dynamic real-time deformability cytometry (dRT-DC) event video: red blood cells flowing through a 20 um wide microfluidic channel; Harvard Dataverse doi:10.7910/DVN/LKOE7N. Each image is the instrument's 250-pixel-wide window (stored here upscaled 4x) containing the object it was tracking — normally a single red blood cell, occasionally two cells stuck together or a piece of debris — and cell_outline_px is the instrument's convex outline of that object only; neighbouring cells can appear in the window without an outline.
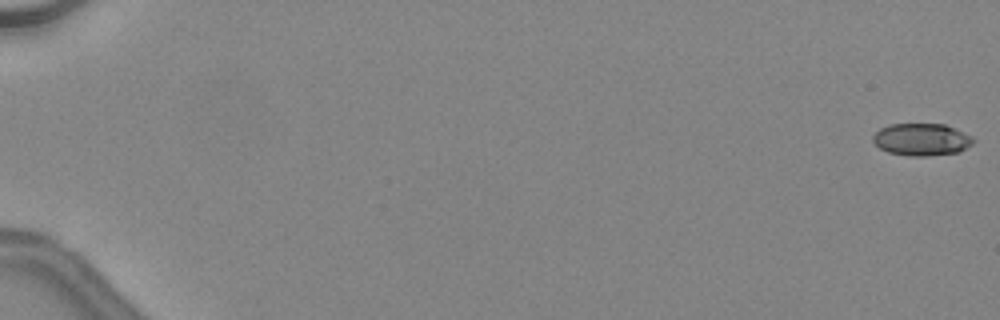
{"species": "common noctule bat (a hibernating species)", "species_latin": "Nyctalus noctula", "temperature_condition": "warm", "stored_images_in_passage": 48, "camera_frame_rate_fps": 3000, "um_per_image_px": 0.085, "animal": {"sex": "female", "body_mass_g": 24.6, "forearm_length_mm": 56.2}, "frame": {"image": 1, "passage_image": 1, "time_ms": 0.0, "image_size_px": [1000, 320], "cell_outline_px": [[976, 140], [972, 144], [960, 152], [928, 156], [908, 156], [888, 152], [880, 148], [872, 140], [872, 136], [880, 128], [888, 124], [944, 124], [972, 136]], "centroid_in_image_um": [78.34, 11.86], "position_along_channel_um": 6.7, "area_um2": 18.96}}
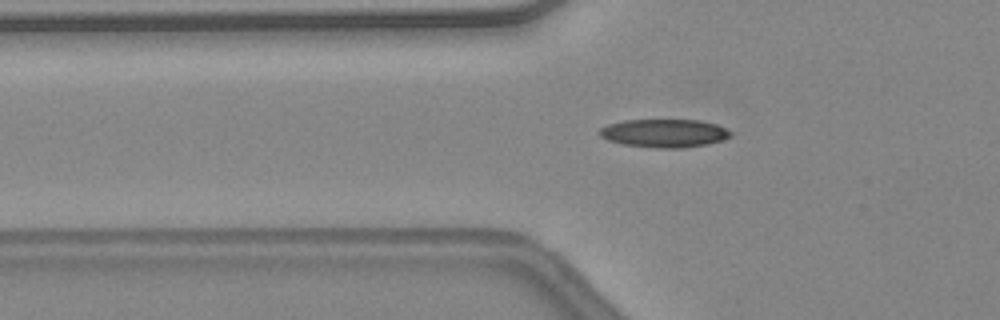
{"frame": {"image": 2, "passage_image": 19, "time_ms": 6.0, "image_size_px": [1000, 320], "cell_outline_px": [[732, 136], [724, 140], [708, 144], [680, 148], [656, 148], [624, 144], [608, 140], [600, 136], [596, 132], [600, 128], [608, 124], [624, 120], [700, 120], [716, 124], [732, 132]], "centroid_in_image_um": [56.46, 11.32], "position_along_channel_um": 69.3, "area_um2": 21.68}, "authors_computed_cell_mechanics": {"area_um2": 20.4034, "velocity_mm_per_s": 4.5669, "shape_relaxation_time_tau1_ms": null, "shape_relaxation_time_tau2_ms": 3.4072, "deformation_change_tau1": null, "deformation_change_tau2": 0.1183}}